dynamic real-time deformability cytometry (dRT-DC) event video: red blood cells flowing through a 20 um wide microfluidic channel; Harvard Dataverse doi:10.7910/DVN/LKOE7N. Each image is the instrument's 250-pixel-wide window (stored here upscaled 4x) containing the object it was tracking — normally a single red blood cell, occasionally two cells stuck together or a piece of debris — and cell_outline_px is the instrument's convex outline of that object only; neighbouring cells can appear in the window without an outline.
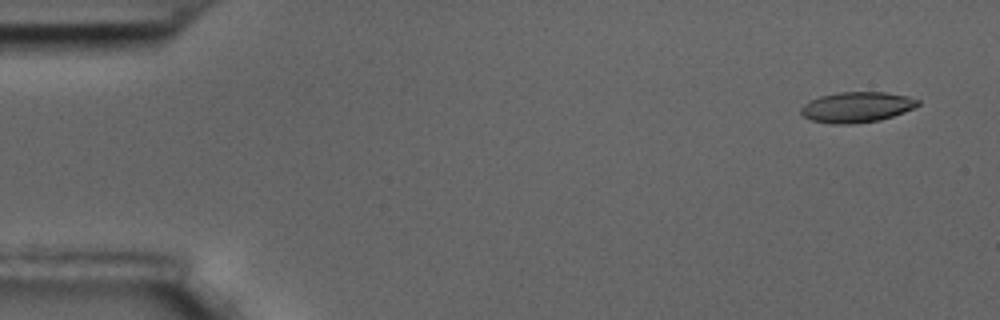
{"species": "common noctule bat (a hibernating species)", "species_latin": "Nyctalus noctula", "temperature_condition": "room temperature", "stored_images_in_passage": 14, "camera_frame_rate_fps": 3000, "um_per_image_px": 0.085, "animal": {"sex": "male", "body_mass_g": 17.5, "forearm_length_mm": 52.3}, "frame": {"image": 1, "passage_image": 3, "time_ms": 0.667, "image_size_px": [1000, 320], "cell_outline_px": [[920, 104], [916, 108], [880, 120], [852, 124], [832, 124], [812, 120], [804, 116], [800, 112], [800, 108], [808, 100], [820, 96], [840, 92], [884, 92], [908, 96], [920, 100]], "centroid_in_image_um": [72.84, 9.1], "position_along_channel_um": 12.2, "area_um2": 20.92}}